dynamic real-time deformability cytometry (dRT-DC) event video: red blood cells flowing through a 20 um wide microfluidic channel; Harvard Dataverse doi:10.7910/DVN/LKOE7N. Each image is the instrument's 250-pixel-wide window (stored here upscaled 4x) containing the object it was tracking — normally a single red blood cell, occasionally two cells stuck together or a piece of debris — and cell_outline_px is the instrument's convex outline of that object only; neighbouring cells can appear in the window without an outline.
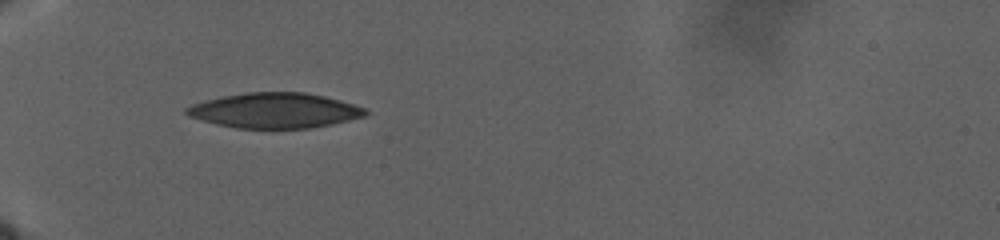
{"species": "human", "species_latin": "Homo sapiens", "temperature_condition": "warm", "stored_images_in_passage": 65, "camera_frame_rate_fps": 3000, "um_per_image_px": 0.085, "donor": {"sex": "male"}, "frame": {"image": 1, "passage_image": 1, "time_ms": 0.0, "image_size_px": [1000, 240], "cell_outline_px": [[368, 112], [364, 116], [332, 124], [308, 128], [236, 128], [216, 124], [188, 116], [184, 112], [184, 108], [192, 104], [224, 96], [244, 92], [304, 92], [324, 96], [340, 100], [364, 108]], "centroid_in_image_um": [23.32, 9.39], "position_along_channel_um": 61.7, "area_um2": 36.41}}
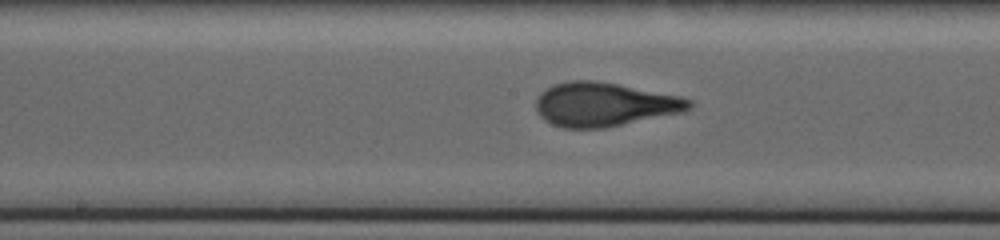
{"frame": {"image": 2, "passage_image": 38, "time_ms": 8.333, "image_size_px": [1000, 240], "cell_outline_px": [[692, 108], [684, 112], [604, 128], [560, 128], [544, 120], [540, 116], [536, 108], [536, 100], [540, 92], [556, 84], [568, 80], [596, 80], [680, 96], [692, 100]], "centroid_in_image_um": [51.36, 8.88], "position_along_channel_um": 196.8, "area_um2": 39.25}}
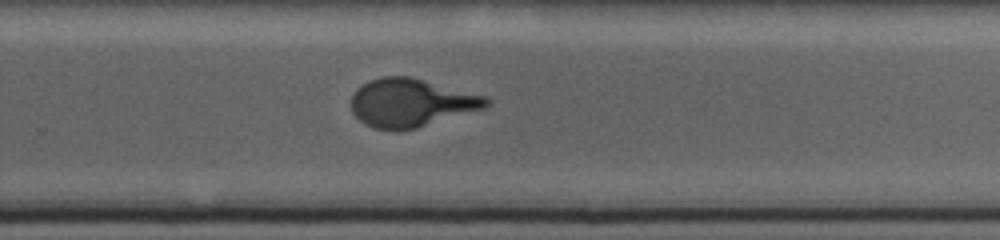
{"frame": {"image": 3, "passage_image": 64, "time_ms": 13.667, "image_size_px": [1000, 240], "cell_outline_px": [[492, 104], [484, 108], [416, 128], [396, 132], [372, 128], [364, 124], [352, 112], [352, 96], [356, 88], [368, 80], [380, 76], [408, 76], [488, 96], [492, 100]], "centroid_in_image_um": [34.94, 8.74], "position_along_channel_um": 294.9, "area_um2": 38.32}}